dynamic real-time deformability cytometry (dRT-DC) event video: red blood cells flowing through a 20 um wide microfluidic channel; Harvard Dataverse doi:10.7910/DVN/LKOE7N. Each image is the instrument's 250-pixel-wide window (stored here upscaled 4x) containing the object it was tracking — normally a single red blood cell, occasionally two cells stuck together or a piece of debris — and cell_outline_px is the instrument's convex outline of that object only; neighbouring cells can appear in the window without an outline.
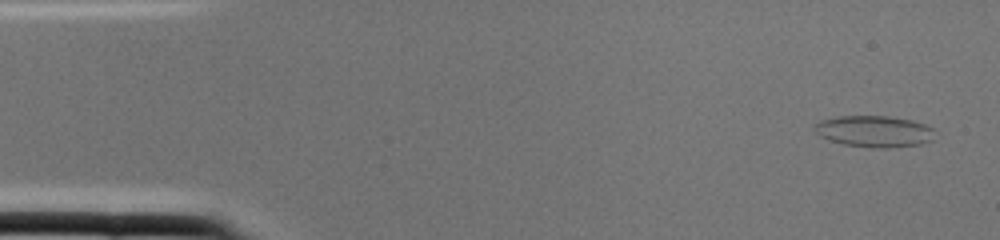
{"species": "common noctule bat (a hibernating species)", "species_latin": "Nyctalus noctula", "temperature_condition": "cold", "stored_images_in_passage": 2, "camera_frame_rate_fps": 3000, "um_per_image_px": 0.085, "animal": {"sex": "female", "body_mass_g": 22.0, "forearm_length_mm": 56.7}, "frame": {"image": 1, "passage_image": 1, "time_ms": 0.0, "image_size_px": [1000, 240], "cell_outline_px": [[932, 140], [920, 144], [888, 148], [872, 148], [844, 144], [828, 140], [820, 136], [812, 128], [820, 120], [836, 116], [888, 116], [912, 120], [924, 124], [932, 128]], "centroid_in_image_um": [74.26, 11.16], "position_along_channel_um": 10.7, "area_um2": 22.02}}
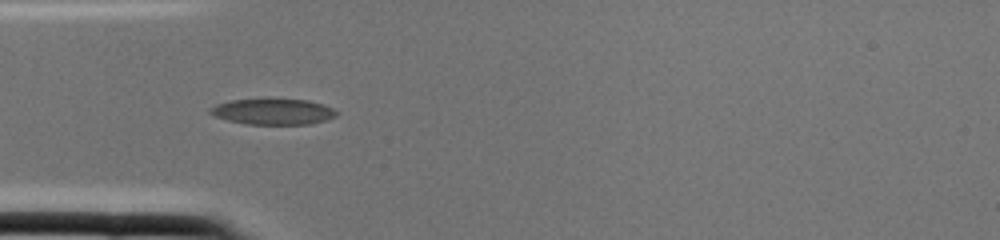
{"frame": {"image": 2, "passage_image": 2, "time_ms": 0.333, "image_size_px": [1000, 240], "cell_outline_px": [[340, 112], [336, 116], [312, 124], [244, 124], [228, 120], [216, 116], [208, 112], [208, 108], [216, 104], [232, 100], [268, 96], [308, 100], [332, 108]], "centroid_in_image_um": [23.18, 9.44], "position_along_channel_um": 61.8, "area_um2": 19.83}}